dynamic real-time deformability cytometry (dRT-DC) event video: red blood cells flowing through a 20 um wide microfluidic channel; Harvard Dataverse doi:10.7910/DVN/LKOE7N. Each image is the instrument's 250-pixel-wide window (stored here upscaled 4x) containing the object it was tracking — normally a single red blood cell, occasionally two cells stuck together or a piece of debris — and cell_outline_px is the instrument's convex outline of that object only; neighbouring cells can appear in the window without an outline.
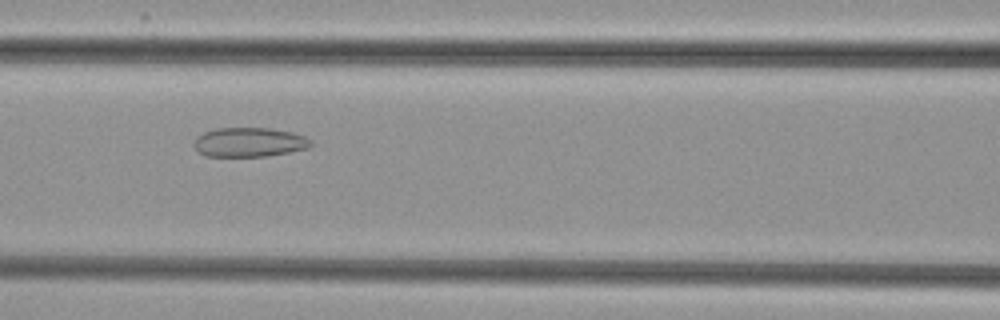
{"species": "common noctule bat (a hibernating species)", "species_latin": "Nyctalus noctula", "temperature_condition": "cold", "stored_images_in_passage": 37, "camera_frame_rate_fps": 3000, "um_per_image_px": 0.085, "animal": {"sex": "female", "body_mass_g": 29.2, "forearm_length_mm": 56.3}, "frame": {"image": 1, "passage_image": 15, "time_ms": 4.667, "image_size_px": [1000, 320], "cell_outline_px": [[312, 144], [308, 148], [268, 156], [204, 156], [196, 152], [192, 144], [196, 136], [204, 132], [216, 128], [268, 128], [292, 132], [304, 136], [312, 140]], "centroid_in_image_um": [21.13, 12.09], "position_along_channel_um": 145.5, "area_um2": 20.17}}
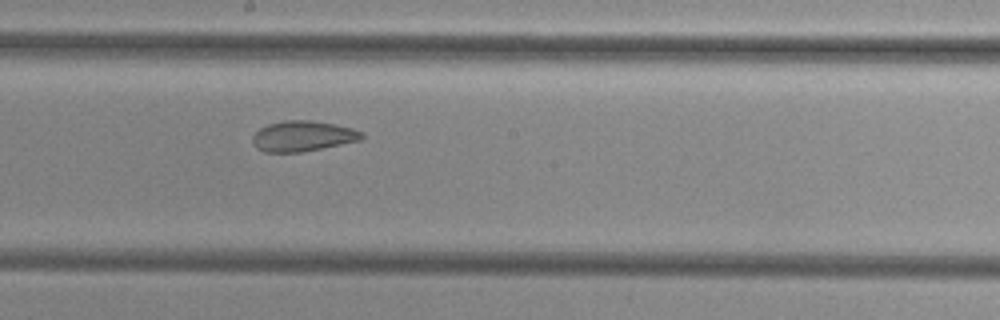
{"frame": {"image": 2, "passage_image": 21, "time_ms": 6.667, "image_size_px": [1000, 320], "cell_outline_px": [[364, 136], [360, 140], [300, 152], [264, 152], [256, 148], [252, 144], [252, 136], [260, 128], [268, 124], [284, 120], [308, 120], [336, 124], [352, 128], [364, 132]], "centroid_in_image_um": [25.71, 11.56], "position_along_channel_um": 222.5, "area_um2": 19.36}}
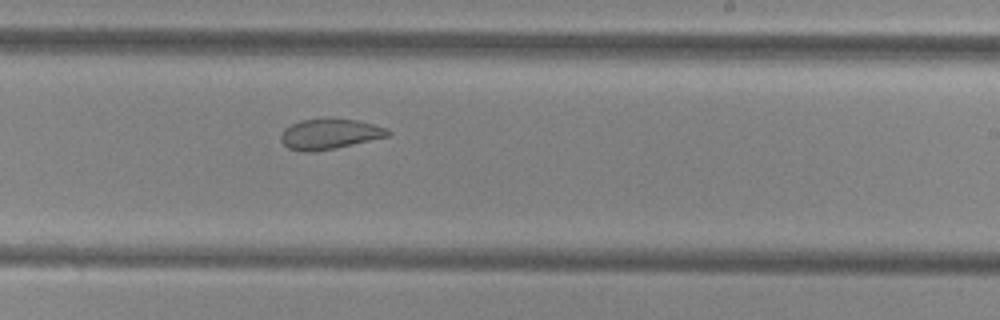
{"frame": {"image": 3, "passage_image": 24, "time_ms": 7.667, "image_size_px": [1000, 320], "cell_outline_px": [[392, 132], [388, 136], [336, 148], [312, 152], [300, 152], [288, 148], [280, 140], [280, 136], [284, 128], [300, 120], [324, 116], [328, 116], [356, 120], [388, 128]], "centroid_in_image_um": [27.99, 11.36], "position_along_channel_um": 261.0, "area_um2": 19.48}}